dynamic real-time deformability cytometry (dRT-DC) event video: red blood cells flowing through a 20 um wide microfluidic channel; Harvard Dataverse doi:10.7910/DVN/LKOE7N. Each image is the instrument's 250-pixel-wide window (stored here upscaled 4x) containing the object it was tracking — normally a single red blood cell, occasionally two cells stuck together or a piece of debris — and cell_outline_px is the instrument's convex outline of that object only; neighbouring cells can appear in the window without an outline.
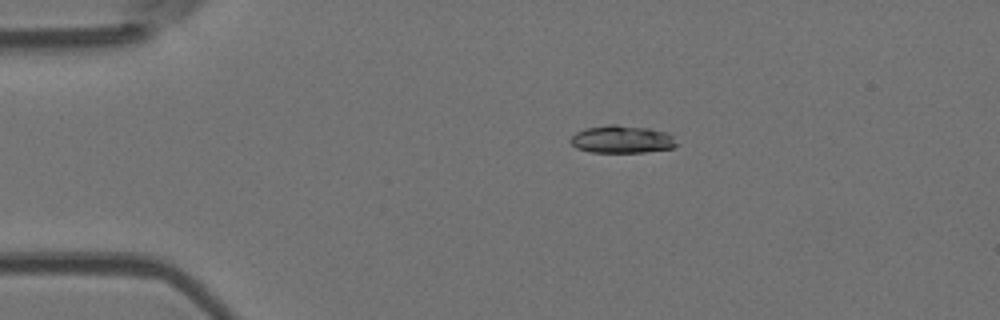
{"species": "Egyptian fruit bat (a non-hibernating species)", "species_latin": "Rousettus aegyptiacus", "temperature_condition": "room temperature", "stored_images_in_passage": 3, "camera_frame_rate_fps": 3000, "um_per_image_px": 0.085, "animal": {"sex": "female"}, "frame": {"image": 1, "passage_image": 1, "time_ms": 0.0, "image_size_px": [1000, 320], "cell_outline_px": [[680, 144], [672, 148], [644, 152], [592, 152], [576, 148], [568, 140], [576, 132], [584, 128], [608, 124], [616, 124], [648, 128], [668, 132]], "centroid_in_image_um": [52.87, 11.83], "position_along_channel_um": 32.1, "area_um2": 17.28}}
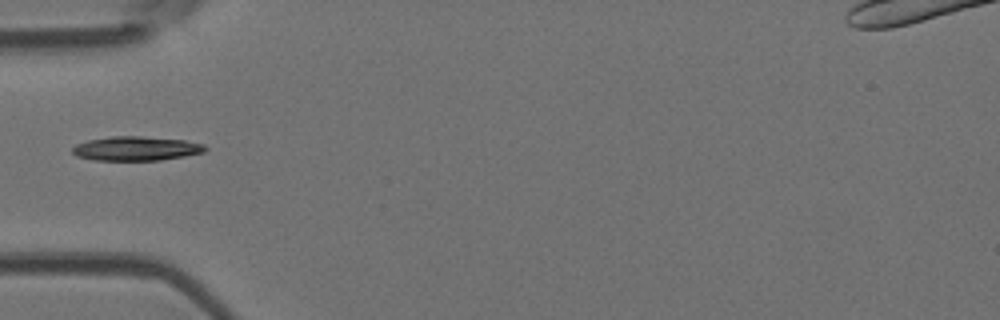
{"frame": {"image": 2, "passage_image": 3, "time_ms": 2.333, "image_size_px": [1000, 320], "cell_outline_px": [[208, 148], [204, 152], [184, 156], [160, 160], [92, 160], [76, 156], [72, 152], [72, 148], [76, 144], [88, 140], [112, 136], [140, 136], [184, 140], [204, 144]], "centroid_in_image_um": [11.56, 12.62], "position_along_channel_um": 73.4, "area_um2": 18.73}}